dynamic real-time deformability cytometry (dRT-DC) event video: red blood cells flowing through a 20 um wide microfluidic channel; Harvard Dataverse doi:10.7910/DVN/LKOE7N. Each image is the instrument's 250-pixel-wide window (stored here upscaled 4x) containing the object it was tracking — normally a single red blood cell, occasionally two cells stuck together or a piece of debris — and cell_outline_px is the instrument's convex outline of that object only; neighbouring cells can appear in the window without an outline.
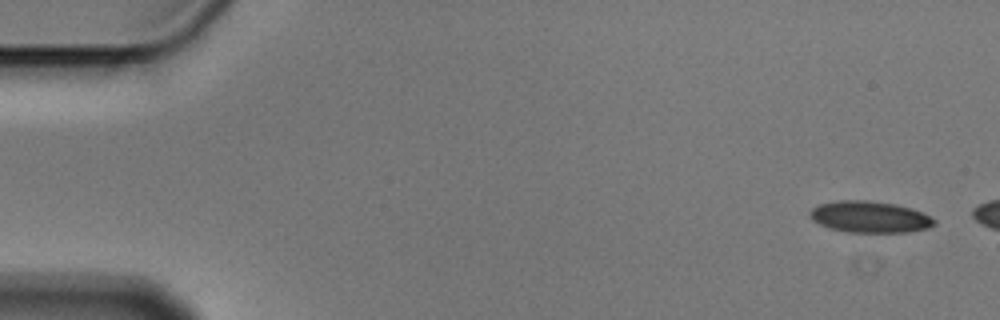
{"species": "Egyptian fruit bat (a non-hibernating species)", "species_latin": "Rousettus aegyptiacus", "temperature_condition": "cold", "stored_images_in_passage": 3, "camera_frame_rate_fps": 3000, "um_per_image_px": 0.085, "animal": {"sex": "male"}, "frame": {"image": 1, "passage_image": 1, "time_ms": 0.0, "image_size_px": [1000, 320], "cell_outline_px": [[936, 224], [928, 228], [908, 232], [848, 232], [828, 228], [812, 220], [808, 212], [812, 208], [820, 204], [840, 200], [868, 200], [896, 204], [912, 208], [936, 220]], "centroid_in_image_um": [73.92, 18.44], "position_along_channel_um": 11.1, "area_um2": 22.83}}